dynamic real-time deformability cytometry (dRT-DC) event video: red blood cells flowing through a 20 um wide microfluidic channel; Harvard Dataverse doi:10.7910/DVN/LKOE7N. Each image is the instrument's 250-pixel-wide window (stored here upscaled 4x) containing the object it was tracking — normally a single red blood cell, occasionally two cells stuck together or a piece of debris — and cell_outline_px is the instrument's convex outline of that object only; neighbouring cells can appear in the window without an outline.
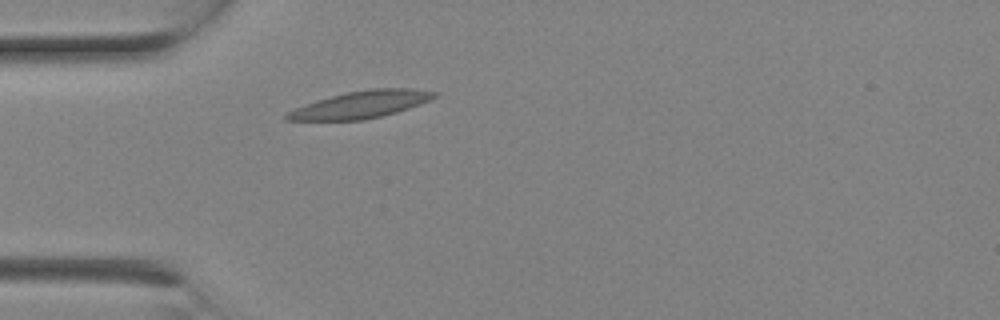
{"species": "Egyptian fruit bat (a non-hibernating species)", "species_latin": "Rousettus aegyptiacus", "temperature_condition": "room temperature", "stored_images_in_passage": 1, "camera_frame_rate_fps": 3000, "um_per_image_px": 0.085, "animal": {"sex": "female"}, "frame": {"image": 1, "passage_image": 1, "time_ms": 0.0, "image_size_px": [1000, 320], "cell_outline_px": [[440, 92], [436, 96], [420, 104], [396, 112], [364, 120], [284, 120], [284, 116], [288, 112], [304, 104], [316, 100], [348, 92], [372, 88], [412, 88]], "centroid_in_image_um": [30.69, 8.88], "position_along_channel_um": 54.3, "area_um2": 23.12}}